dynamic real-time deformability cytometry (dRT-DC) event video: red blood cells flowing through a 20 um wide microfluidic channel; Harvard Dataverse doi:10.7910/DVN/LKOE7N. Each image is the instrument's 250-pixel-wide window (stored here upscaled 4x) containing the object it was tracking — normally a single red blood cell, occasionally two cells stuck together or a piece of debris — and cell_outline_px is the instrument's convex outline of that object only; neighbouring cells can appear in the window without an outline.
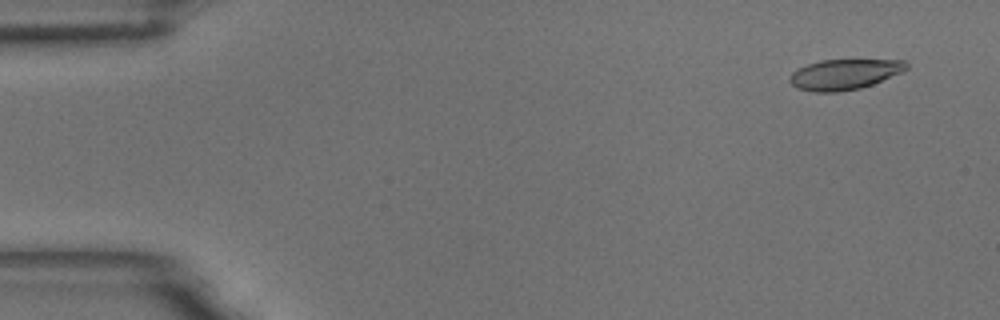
{"species": "common noctule bat (a hibernating species)", "species_latin": "Nyctalus noctula", "temperature_condition": "room temperature", "stored_images_in_passage": 57, "camera_frame_rate_fps": 3000, "um_per_image_px": 0.085, "animal": {"sex": "male", "body_mass_g": 18.8}, "frame": {"image": 1, "passage_image": 4, "time_ms": 1.0, "image_size_px": [1000, 320], "cell_outline_px": [[908, 68], [900, 72], [872, 84], [860, 88], [840, 92], [812, 92], [796, 88], [788, 80], [788, 76], [792, 72], [808, 64], [820, 60], [904, 60], [908, 64]], "centroid_in_image_um": [71.72, 6.33], "position_along_channel_um": 13.3, "area_um2": 20.58}}
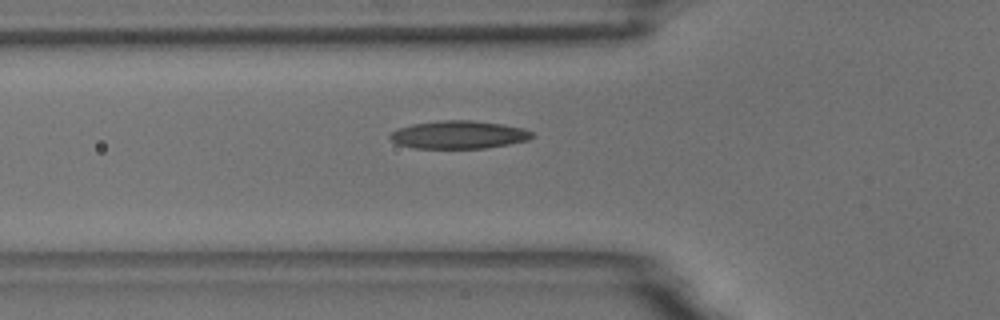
{"frame": {"image": 2, "passage_image": 20, "time_ms": 6.333, "image_size_px": [1000, 320], "cell_outline_px": [[536, 136], [528, 140], [508, 144], [484, 148], [416, 148], [396, 144], [388, 136], [396, 128], [412, 124], [444, 120], [472, 120], [504, 124], [524, 128], [532, 132]], "centroid_in_image_um": [39.0, 11.44], "position_along_channel_um": 86.8, "area_um2": 23.24}}
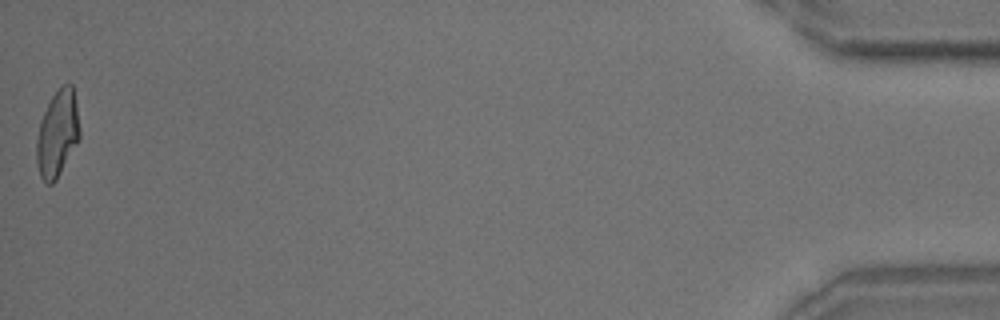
{"frame": {"image": 3, "passage_image": 57, "time_ms": 18.667, "image_size_px": [1000, 320], "cell_outline_px": [[80, 140], [56, 180], [52, 184], [48, 184], [40, 176], [36, 160], [36, 140], [40, 120], [52, 96], [64, 84], [72, 84], [76, 100], [80, 128]], "centroid_in_image_um": [4.9, 11.38], "position_along_channel_um": 430.3, "area_um2": 21.85}, "authors_computed_cell_mechanics": {"area_um2": 21.7328, "velocity_mm_per_s": 3.5545, "shape_relaxation_time_tau1_ms": 6.1118, "shape_relaxation_time_tau2_ms": 2.123, "deformation_change_tau1": 0.1948, "deformation_change_tau2": 0.1025}}